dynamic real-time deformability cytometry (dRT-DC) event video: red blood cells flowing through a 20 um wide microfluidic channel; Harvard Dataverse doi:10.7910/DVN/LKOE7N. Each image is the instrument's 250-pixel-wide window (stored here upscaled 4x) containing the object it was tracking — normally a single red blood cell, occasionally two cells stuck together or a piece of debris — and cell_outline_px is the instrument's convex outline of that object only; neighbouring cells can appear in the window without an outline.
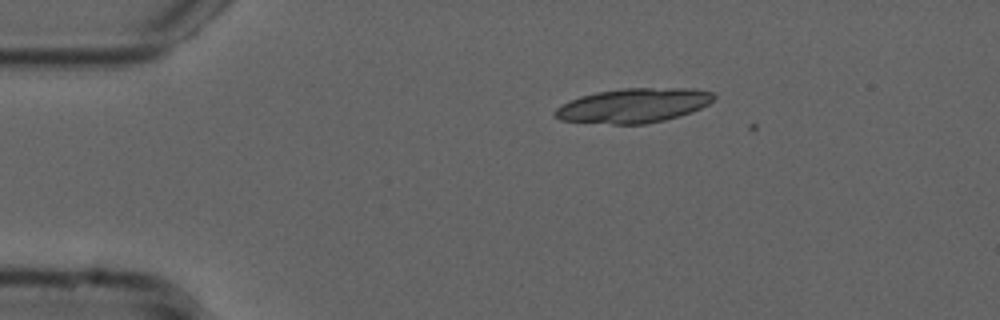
{"species": "common noctule bat (a hibernating species)", "species_latin": "Nyctalus noctula", "temperature_condition": "cold", "stored_images_in_passage": 3, "camera_frame_rate_fps": 3000, "um_per_image_px": 0.085, "animal": {"sex": "male", "forearm_length_mm": 52.5}, "frame": {"image": 1, "passage_image": 1, "time_ms": 0.0, "image_size_px": [1000, 320], "cell_outline_px": [[716, 96], [708, 104], [692, 112], [680, 116], [664, 120], [644, 124], [612, 124], [560, 120], [552, 116], [552, 112], [556, 108], [580, 96], [596, 92], [624, 88], [696, 88], [712, 92]], "centroid_in_image_um": [53.86, 8.97], "position_along_channel_um": 31.1, "area_um2": 31.91}}